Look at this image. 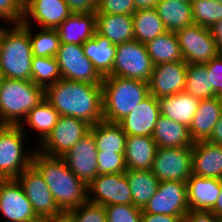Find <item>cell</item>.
<instances>
[{
    "mask_svg": "<svg viewBox=\"0 0 222 222\" xmlns=\"http://www.w3.org/2000/svg\"><path fill=\"white\" fill-rule=\"evenodd\" d=\"M45 99L60 116H70L93 126L103 121L102 85L58 80L45 89Z\"/></svg>",
    "mask_w": 222,
    "mask_h": 222,
    "instance_id": "cell-1",
    "label": "cell"
},
{
    "mask_svg": "<svg viewBox=\"0 0 222 222\" xmlns=\"http://www.w3.org/2000/svg\"><path fill=\"white\" fill-rule=\"evenodd\" d=\"M32 164L40 171L58 207L72 210L88 201V186L68 168L63 157L34 152Z\"/></svg>",
    "mask_w": 222,
    "mask_h": 222,
    "instance_id": "cell-2",
    "label": "cell"
},
{
    "mask_svg": "<svg viewBox=\"0 0 222 222\" xmlns=\"http://www.w3.org/2000/svg\"><path fill=\"white\" fill-rule=\"evenodd\" d=\"M103 121L118 123L149 95L148 82L107 75L102 80Z\"/></svg>",
    "mask_w": 222,
    "mask_h": 222,
    "instance_id": "cell-3",
    "label": "cell"
},
{
    "mask_svg": "<svg viewBox=\"0 0 222 222\" xmlns=\"http://www.w3.org/2000/svg\"><path fill=\"white\" fill-rule=\"evenodd\" d=\"M0 31V73L3 78L31 80L33 52L29 32L21 25Z\"/></svg>",
    "mask_w": 222,
    "mask_h": 222,
    "instance_id": "cell-4",
    "label": "cell"
},
{
    "mask_svg": "<svg viewBox=\"0 0 222 222\" xmlns=\"http://www.w3.org/2000/svg\"><path fill=\"white\" fill-rule=\"evenodd\" d=\"M45 98V89L31 80H0V125L20 126L21 118Z\"/></svg>",
    "mask_w": 222,
    "mask_h": 222,
    "instance_id": "cell-5",
    "label": "cell"
},
{
    "mask_svg": "<svg viewBox=\"0 0 222 222\" xmlns=\"http://www.w3.org/2000/svg\"><path fill=\"white\" fill-rule=\"evenodd\" d=\"M23 128L0 125V179H16L32 164L34 152L23 153Z\"/></svg>",
    "mask_w": 222,
    "mask_h": 222,
    "instance_id": "cell-6",
    "label": "cell"
},
{
    "mask_svg": "<svg viewBox=\"0 0 222 222\" xmlns=\"http://www.w3.org/2000/svg\"><path fill=\"white\" fill-rule=\"evenodd\" d=\"M153 66L146 45L133 39L116 45L115 61L109 75L149 82Z\"/></svg>",
    "mask_w": 222,
    "mask_h": 222,
    "instance_id": "cell-7",
    "label": "cell"
},
{
    "mask_svg": "<svg viewBox=\"0 0 222 222\" xmlns=\"http://www.w3.org/2000/svg\"><path fill=\"white\" fill-rule=\"evenodd\" d=\"M16 179L31 202L37 217L62 218L64 212L58 207L42 174L33 164L27 167Z\"/></svg>",
    "mask_w": 222,
    "mask_h": 222,
    "instance_id": "cell-8",
    "label": "cell"
},
{
    "mask_svg": "<svg viewBox=\"0 0 222 222\" xmlns=\"http://www.w3.org/2000/svg\"><path fill=\"white\" fill-rule=\"evenodd\" d=\"M175 33L186 63L206 64L219 55L210 28L193 24Z\"/></svg>",
    "mask_w": 222,
    "mask_h": 222,
    "instance_id": "cell-9",
    "label": "cell"
},
{
    "mask_svg": "<svg viewBox=\"0 0 222 222\" xmlns=\"http://www.w3.org/2000/svg\"><path fill=\"white\" fill-rule=\"evenodd\" d=\"M55 58L59 64L62 79L102 84L103 77L84 55L82 45L61 43Z\"/></svg>",
    "mask_w": 222,
    "mask_h": 222,
    "instance_id": "cell-10",
    "label": "cell"
},
{
    "mask_svg": "<svg viewBox=\"0 0 222 222\" xmlns=\"http://www.w3.org/2000/svg\"><path fill=\"white\" fill-rule=\"evenodd\" d=\"M151 171L159 181L187 182L192 175V148H160Z\"/></svg>",
    "mask_w": 222,
    "mask_h": 222,
    "instance_id": "cell-11",
    "label": "cell"
},
{
    "mask_svg": "<svg viewBox=\"0 0 222 222\" xmlns=\"http://www.w3.org/2000/svg\"><path fill=\"white\" fill-rule=\"evenodd\" d=\"M91 125L70 116H60L51 133L41 143L42 153L64 156L82 137L90 132Z\"/></svg>",
    "mask_w": 222,
    "mask_h": 222,
    "instance_id": "cell-12",
    "label": "cell"
},
{
    "mask_svg": "<svg viewBox=\"0 0 222 222\" xmlns=\"http://www.w3.org/2000/svg\"><path fill=\"white\" fill-rule=\"evenodd\" d=\"M189 210L187 182L160 181L142 213L186 215Z\"/></svg>",
    "mask_w": 222,
    "mask_h": 222,
    "instance_id": "cell-13",
    "label": "cell"
},
{
    "mask_svg": "<svg viewBox=\"0 0 222 222\" xmlns=\"http://www.w3.org/2000/svg\"><path fill=\"white\" fill-rule=\"evenodd\" d=\"M88 202L107 206L112 204H133L130 187L125 172L99 175L88 185Z\"/></svg>",
    "mask_w": 222,
    "mask_h": 222,
    "instance_id": "cell-14",
    "label": "cell"
},
{
    "mask_svg": "<svg viewBox=\"0 0 222 222\" xmlns=\"http://www.w3.org/2000/svg\"><path fill=\"white\" fill-rule=\"evenodd\" d=\"M0 212L11 222H31L38 218L17 179H0Z\"/></svg>",
    "mask_w": 222,
    "mask_h": 222,
    "instance_id": "cell-15",
    "label": "cell"
},
{
    "mask_svg": "<svg viewBox=\"0 0 222 222\" xmlns=\"http://www.w3.org/2000/svg\"><path fill=\"white\" fill-rule=\"evenodd\" d=\"M187 65L184 60L153 66L149 84V94L159 99L184 92Z\"/></svg>",
    "mask_w": 222,
    "mask_h": 222,
    "instance_id": "cell-16",
    "label": "cell"
},
{
    "mask_svg": "<svg viewBox=\"0 0 222 222\" xmlns=\"http://www.w3.org/2000/svg\"><path fill=\"white\" fill-rule=\"evenodd\" d=\"M97 153L94 136L89 132L62 157L71 172L88 186L97 176Z\"/></svg>",
    "mask_w": 222,
    "mask_h": 222,
    "instance_id": "cell-17",
    "label": "cell"
},
{
    "mask_svg": "<svg viewBox=\"0 0 222 222\" xmlns=\"http://www.w3.org/2000/svg\"><path fill=\"white\" fill-rule=\"evenodd\" d=\"M160 115L158 99L149 94L118 124L127 136L152 137L155 124Z\"/></svg>",
    "mask_w": 222,
    "mask_h": 222,
    "instance_id": "cell-18",
    "label": "cell"
},
{
    "mask_svg": "<svg viewBox=\"0 0 222 222\" xmlns=\"http://www.w3.org/2000/svg\"><path fill=\"white\" fill-rule=\"evenodd\" d=\"M71 14L65 0H24V15L20 24H29L31 17L41 28L56 29Z\"/></svg>",
    "mask_w": 222,
    "mask_h": 222,
    "instance_id": "cell-19",
    "label": "cell"
},
{
    "mask_svg": "<svg viewBox=\"0 0 222 222\" xmlns=\"http://www.w3.org/2000/svg\"><path fill=\"white\" fill-rule=\"evenodd\" d=\"M192 174L222 179V145L208 141L193 142Z\"/></svg>",
    "mask_w": 222,
    "mask_h": 222,
    "instance_id": "cell-20",
    "label": "cell"
},
{
    "mask_svg": "<svg viewBox=\"0 0 222 222\" xmlns=\"http://www.w3.org/2000/svg\"><path fill=\"white\" fill-rule=\"evenodd\" d=\"M221 182L222 179L192 174L187 180L189 209L209 211L215 205L221 192Z\"/></svg>",
    "mask_w": 222,
    "mask_h": 222,
    "instance_id": "cell-21",
    "label": "cell"
},
{
    "mask_svg": "<svg viewBox=\"0 0 222 222\" xmlns=\"http://www.w3.org/2000/svg\"><path fill=\"white\" fill-rule=\"evenodd\" d=\"M221 114L222 106L217 96L200 100L189 127L191 140L193 142L207 141L213 132L214 126L219 121Z\"/></svg>",
    "mask_w": 222,
    "mask_h": 222,
    "instance_id": "cell-22",
    "label": "cell"
},
{
    "mask_svg": "<svg viewBox=\"0 0 222 222\" xmlns=\"http://www.w3.org/2000/svg\"><path fill=\"white\" fill-rule=\"evenodd\" d=\"M56 31L61 43L83 45L96 32V14L72 13L62 22Z\"/></svg>",
    "mask_w": 222,
    "mask_h": 222,
    "instance_id": "cell-23",
    "label": "cell"
},
{
    "mask_svg": "<svg viewBox=\"0 0 222 222\" xmlns=\"http://www.w3.org/2000/svg\"><path fill=\"white\" fill-rule=\"evenodd\" d=\"M157 144L150 136H127L124 160L127 170H151Z\"/></svg>",
    "mask_w": 222,
    "mask_h": 222,
    "instance_id": "cell-24",
    "label": "cell"
},
{
    "mask_svg": "<svg viewBox=\"0 0 222 222\" xmlns=\"http://www.w3.org/2000/svg\"><path fill=\"white\" fill-rule=\"evenodd\" d=\"M96 32L112 44L134 39L133 16L127 14H96Z\"/></svg>",
    "mask_w": 222,
    "mask_h": 222,
    "instance_id": "cell-25",
    "label": "cell"
},
{
    "mask_svg": "<svg viewBox=\"0 0 222 222\" xmlns=\"http://www.w3.org/2000/svg\"><path fill=\"white\" fill-rule=\"evenodd\" d=\"M152 137L160 148H192L193 141L189 135V128L160 115Z\"/></svg>",
    "mask_w": 222,
    "mask_h": 222,
    "instance_id": "cell-26",
    "label": "cell"
},
{
    "mask_svg": "<svg viewBox=\"0 0 222 222\" xmlns=\"http://www.w3.org/2000/svg\"><path fill=\"white\" fill-rule=\"evenodd\" d=\"M161 115L190 127L200 99L185 92L158 99Z\"/></svg>",
    "mask_w": 222,
    "mask_h": 222,
    "instance_id": "cell-27",
    "label": "cell"
},
{
    "mask_svg": "<svg viewBox=\"0 0 222 222\" xmlns=\"http://www.w3.org/2000/svg\"><path fill=\"white\" fill-rule=\"evenodd\" d=\"M155 10L167 31L177 32L194 24L191 0H160Z\"/></svg>",
    "mask_w": 222,
    "mask_h": 222,
    "instance_id": "cell-28",
    "label": "cell"
},
{
    "mask_svg": "<svg viewBox=\"0 0 222 222\" xmlns=\"http://www.w3.org/2000/svg\"><path fill=\"white\" fill-rule=\"evenodd\" d=\"M84 55L93 63L98 73L105 77L112 72L116 45L97 32L82 45Z\"/></svg>",
    "mask_w": 222,
    "mask_h": 222,
    "instance_id": "cell-29",
    "label": "cell"
},
{
    "mask_svg": "<svg viewBox=\"0 0 222 222\" xmlns=\"http://www.w3.org/2000/svg\"><path fill=\"white\" fill-rule=\"evenodd\" d=\"M125 175L130 187L133 205L143 209L156 193L159 179L151 170H126Z\"/></svg>",
    "mask_w": 222,
    "mask_h": 222,
    "instance_id": "cell-30",
    "label": "cell"
},
{
    "mask_svg": "<svg viewBox=\"0 0 222 222\" xmlns=\"http://www.w3.org/2000/svg\"><path fill=\"white\" fill-rule=\"evenodd\" d=\"M98 152L124 153L127 135L118 123L101 121L90 128Z\"/></svg>",
    "mask_w": 222,
    "mask_h": 222,
    "instance_id": "cell-31",
    "label": "cell"
},
{
    "mask_svg": "<svg viewBox=\"0 0 222 222\" xmlns=\"http://www.w3.org/2000/svg\"><path fill=\"white\" fill-rule=\"evenodd\" d=\"M145 45L153 65L184 60L175 32L166 31Z\"/></svg>",
    "mask_w": 222,
    "mask_h": 222,
    "instance_id": "cell-32",
    "label": "cell"
},
{
    "mask_svg": "<svg viewBox=\"0 0 222 222\" xmlns=\"http://www.w3.org/2000/svg\"><path fill=\"white\" fill-rule=\"evenodd\" d=\"M132 16L134 39L142 44L167 31L155 8L136 10Z\"/></svg>",
    "mask_w": 222,
    "mask_h": 222,
    "instance_id": "cell-33",
    "label": "cell"
},
{
    "mask_svg": "<svg viewBox=\"0 0 222 222\" xmlns=\"http://www.w3.org/2000/svg\"><path fill=\"white\" fill-rule=\"evenodd\" d=\"M60 114L54 107L44 98L36 105L26 116L24 122L21 121L20 126L23 128L25 123L34 128L40 134V141H44L57 124Z\"/></svg>",
    "mask_w": 222,
    "mask_h": 222,
    "instance_id": "cell-34",
    "label": "cell"
},
{
    "mask_svg": "<svg viewBox=\"0 0 222 222\" xmlns=\"http://www.w3.org/2000/svg\"><path fill=\"white\" fill-rule=\"evenodd\" d=\"M184 92L200 100L215 97L206 64L187 65Z\"/></svg>",
    "mask_w": 222,
    "mask_h": 222,
    "instance_id": "cell-35",
    "label": "cell"
},
{
    "mask_svg": "<svg viewBox=\"0 0 222 222\" xmlns=\"http://www.w3.org/2000/svg\"><path fill=\"white\" fill-rule=\"evenodd\" d=\"M60 79L59 64L55 57L33 56L31 72V81L33 83L46 89Z\"/></svg>",
    "mask_w": 222,
    "mask_h": 222,
    "instance_id": "cell-36",
    "label": "cell"
},
{
    "mask_svg": "<svg viewBox=\"0 0 222 222\" xmlns=\"http://www.w3.org/2000/svg\"><path fill=\"white\" fill-rule=\"evenodd\" d=\"M28 32L33 56L55 57L60 47V37L56 29L42 28V31L32 37L31 24H21Z\"/></svg>",
    "mask_w": 222,
    "mask_h": 222,
    "instance_id": "cell-37",
    "label": "cell"
},
{
    "mask_svg": "<svg viewBox=\"0 0 222 222\" xmlns=\"http://www.w3.org/2000/svg\"><path fill=\"white\" fill-rule=\"evenodd\" d=\"M191 8L196 25L211 28L222 20V4L215 0H191Z\"/></svg>",
    "mask_w": 222,
    "mask_h": 222,
    "instance_id": "cell-38",
    "label": "cell"
},
{
    "mask_svg": "<svg viewBox=\"0 0 222 222\" xmlns=\"http://www.w3.org/2000/svg\"><path fill=\"white\" fill-rule=\"evenodd\" d=\"M62 222H107L104 206L86 202L78 207L65 211Z\"/></svg>",
    "mask_w": 222,
    "mask_h": 222,
    "instance_id": "cell-39",
    "label": "cell"
},
{
    "mask_svg": "<svg viewBox=\"0 0 222 222\" xmlns=\"http://www.w3.org/2000/svg\"><path fill=\"white\" fill-rule=\"evenodd\" d=\"M104 208L107 222H141L142 209L133 204H112Z\"/></svg>",
    "mask_w": 222,
    "mask_h": 222,
    "instance_id": "cell-40",
    "label": "cell"
},
{
    "mask_svg": "<svg viewBox=\"0 0 222 222\" xmlns=\"http://www.w3.org/2000/svg\"><path fill=\"white\" fill-rule=\"evenodd\" d=\"M97 176L121 173L127 170L124 153L98 152L97 153Z\"/></svg>",
    "mask_w": 222,
    "mask_h": 222,
    "instance_id": "cell-41",
    "label": "cell"
},
{
    "mask_svg": "<svg viewBox=\"0 0 222 222\" xmlns=\"http://www.w3.org/2000/svg\"><path fill=\"white\" fill-rule=\"evenodd\" d=\"M135 12L134 0H99L95 14H127Z\"/></svg>",
    "mask_w": 222,
    "mask_h": 222,
    "instance_id": "cell-42",
    "label": "cell"
},
{
    "mask_svg": "<svg viewBox=\"0 0 222 222\" xmlns=\"http://www.w3.org/2000/svg\"><path fill=\"white\" fill-rule=\"evenodd\" d=\"M24 15V0H0V19L20 24Z\"/></svg>",
    "mask_w": 222,
    "mask_h": 222,
    "instance_id": "cell-43",
    "label": "cell"
},
{
    "mask_svg": "<svg viewBox=\"0 0 222 222\" xmlns=\"http://www.w3.org/2000/svg\"><path fill=\"white\" fill-rule=\"evenodd\" d=\"M208 74H210V85L215 90V96L222 92V54L206 63Z\"/></svg>",
    "mask_w": 222,
    "mask_h": 222,
    "instance_id": "cell-44",
    "label": "cell"
},
{
    "mask_svg": "<svg viewBox=\"0 0 222 222\" xmlns=\"http://www.w3.org/2000/svg\"><path fill=\"white\" fill-rule=\"evenodd\" d=\"M72 13L96 12L99 0H65Z\"/></svg>",
    "mask_w": 222,
    "mask_h": 222,
    "instance_id": "cell-45",
    "label": "cell"
},
{
    "mask_svg": "<svg viewBox=\"0 0 222 222\" xmlns=\"http://www.w3.org/2000/svg\"><path fill=\"white\" fill-rule=\"evenodd\" d=\"M184 222H220V218L211 211L189 210L184 216Z\"/></svg>",
    "mask_w": 222,
    "mask_h": 222,
    "instance_id": "cell-46",
    "label": "cell"
},
{
    "mask_svg": "<svg viewBox=\"0 0 222 222\" xmlns=\"http://www.w3.org/2000/svg\"><path fill=\"white\" fill-rule=\"evenodd\" d=\"M184 216L142 213L141 222H184Z\"/></svg>",
    "mask_w": 222,
    "mask_h": 222,
    "instance_id": "cell-47",
    "label": "cell"
},
{
    "mask_svg": "<svg viewBox=\"0 0 222 222\" xmlns=\"http://www.w3.org/2000/svg\"><path fill=\"white\" fill-rule=\"evenodd\" d=\"M210 30L217 45L218 52L222 54V20L215 23Z\"/></svg>",
    "mask_w": 222,
    "mask_h": 222,
    "instance_id": "cell-48",
    "label": "cell"
},
{
    "mask_svg": "<svg viewBox=\"0 0 222 222\" xmlns=\"http://www.w3.org/2000/svg\"><path fill=\"white\" fill-rule=\"evenodd\" d=\"M207 141L212 144L222 145V114L219 121L214 126L213 132Z\"/></svg>",
    "mask_w": 222,
    "mask_h": 222,
    "instance_id": "cell-49",
    "label": "cell"
},
{
    "mask_svg": "<svg viewBox=\"0 0 222 222\" xmlns=\"http://www.w3.org/2000/svg\"><path fill=\"white\" fill-rule=\"evenodd\" d=\"M160 0H134L135 11L140 9L155 8Z\"/></svg>",
    "mask_w": 222,
    "mask_h": 222,
    "instance_id": "cell-50",
    "label": "cell"
},
{
    "mask_svg": "<svg viewBox=\"0 0 222 222\" xmlns=\"http://www.w3.org/2000/svg\"><path fill=\"white\" fill-rule=\"evenodd\" d=\"M209 211L213 212L218 218H222V182L221 192L219 193L215 205Z\"/></svg>",
    "mask_w": 222,
    "mask_h": 222,
    "instance_id": "cell-51",
    "label": "cell"
},
{
    "mask_svg": "<svg viewBox=\"0 0 222 222\" xmlns=\"http://www.w3.org/2000/svg\"><path fill=\"white\" fill-rule=\"evenodd\" d=\"M31 222H62V218H42L38 217L36 220Z\"/></svg>",
    "mask_w": 222,
    "mask_h": 222,
    "instance_id": "cell-52",
    "label": "cell"
},
{
    "mask_svg": "<svg viewBox=\"0 0 222 222\" xmlns=\"http://www.w3.org/2000/svg\"><path fill=\"white\" fill-rule=\"evenodd\" d=\"M217 98L219 100V103L221 104L222 106V92H220L218 95H217Z\"/></svg>",
    "mask_w": 222,
    "mask_h": 222,
    "instance_id": "cell-53",
    "label": "cell"
}]
</instances>
